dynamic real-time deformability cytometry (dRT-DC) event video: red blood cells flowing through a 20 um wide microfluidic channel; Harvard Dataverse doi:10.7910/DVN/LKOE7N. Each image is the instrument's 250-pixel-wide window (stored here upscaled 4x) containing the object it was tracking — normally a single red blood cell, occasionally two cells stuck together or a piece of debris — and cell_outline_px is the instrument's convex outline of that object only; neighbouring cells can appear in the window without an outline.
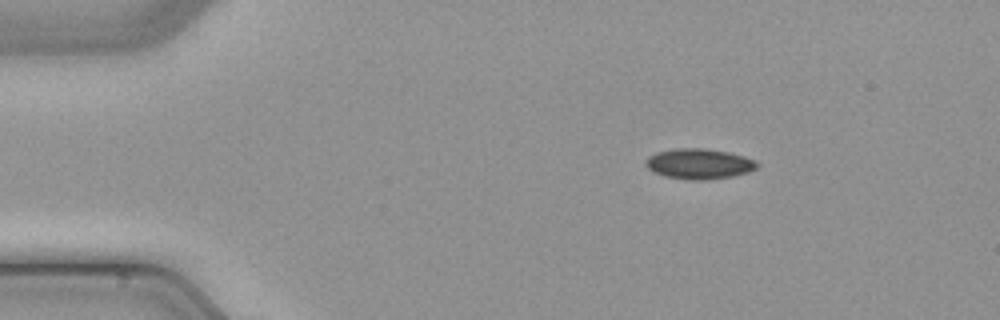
{"species": "common noctule bat (a hibernating species)", "species_latin": "Nyctalus noctula", "temperature_condition": "cold", "stored_images_in_passage": 3, "camera_frame_rate_fps": 3000, "um_per_image_px": 0.085, "animal": {"sex": "male", "body_mass_g": 21.5, "forearm_length_mm": 52.0}, "frame": {"image": 1, "passage_image": 1, "time_ms": 0.0, "image_size_px": [1000, 320], "cell_outline_px": [[760, 164], [756, 168], [748, 172], [732, 176], [708, 180], [688, 180], [664, 176], [652, 172], [644, 164], [648, 156], [656, 152], [676, 148], [704, 148], [728, 152], [744, 156], [756, 160]], "centroid_in_image_um": [59.41, 13.93], "position_along_channel_um": 25.6, "area_um2": 19.94}}